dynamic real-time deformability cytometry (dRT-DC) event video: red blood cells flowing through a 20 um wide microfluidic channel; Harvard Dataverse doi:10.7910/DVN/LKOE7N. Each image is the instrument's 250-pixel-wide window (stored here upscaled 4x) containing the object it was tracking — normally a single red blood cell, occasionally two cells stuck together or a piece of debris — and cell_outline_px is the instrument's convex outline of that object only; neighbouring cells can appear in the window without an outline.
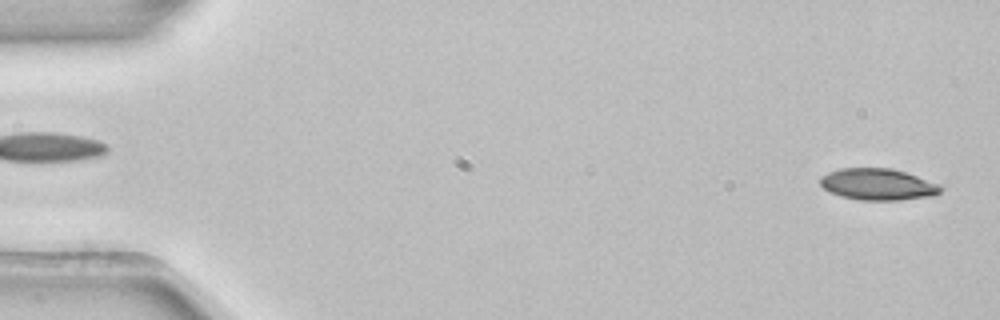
{"species": "common noctule bat (a hibernating species)", "species_latin": "Nyctalus noctula", "temperature_condition": "room temperature", "stored_images_in_passage": 5, "segment_of_instrument_passage": [2, 2], "camera_frame_rate_fps": 3000, "um_per_image_px": 0.085, "animal": {"sex": "female", "body_mass_g": 22.7, "forearm_length_mm": 54.2}, "frame": {"image": 1, "passage_image": 5, "time_ms": 1.333, "image_size_px": [1000, 320], "cell_outline_px": [[944, 188], [936, 196], [900, 200], [860, 200], [840, 196], [828, 192], [820, 184], [820, 176], [828, 172], [840, 168], [892, 168], [940, 184]], "centroid_in_image_um": [74.62, 15.68], "position_along_channel_um": 10.4, "area_um2": 22.37}}